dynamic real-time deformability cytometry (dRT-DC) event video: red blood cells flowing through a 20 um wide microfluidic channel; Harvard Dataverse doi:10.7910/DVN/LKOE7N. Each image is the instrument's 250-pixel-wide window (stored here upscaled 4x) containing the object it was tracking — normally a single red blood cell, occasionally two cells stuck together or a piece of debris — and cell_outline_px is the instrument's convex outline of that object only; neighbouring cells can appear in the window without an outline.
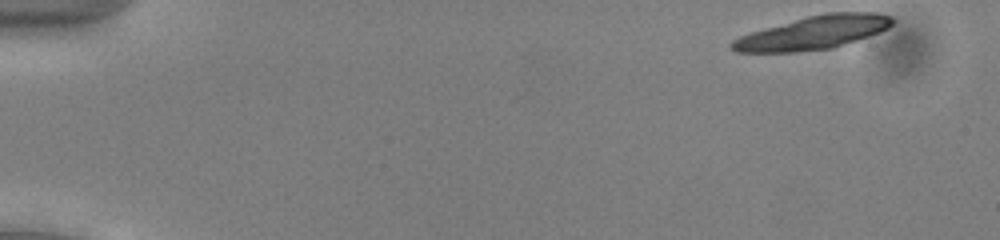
{"species": "common noctule bat (a hibernating species)", "species_latin": "Nyctalus noctula", "temperature_condition": "cold", "stored_images_in_passage": 19, "camera_frame_rate_fps": 3000, "um_per_image_px": 0.085, "animal": {"sex": "male", "body_mass_g": 13.0, "forearm_length_mm": 53.1}, "frame": {"image": 1, "passage_image": 1, "time_ms": 0.0, "image_size_px": [1000, 240], "cell_outline_px": [[892, 24], [888, 28], [880, 32], [832, 48], [796, 52], [736, 52], [728, 44], [732, 40], [740, 36], [764, 28], [808, 16], [828, 12], [872, 12], [892, 16]], "centroid_in_image_um": [69.12, 2.78], "position_along_channel_um": 15.9, "area_um2": 30.87}}